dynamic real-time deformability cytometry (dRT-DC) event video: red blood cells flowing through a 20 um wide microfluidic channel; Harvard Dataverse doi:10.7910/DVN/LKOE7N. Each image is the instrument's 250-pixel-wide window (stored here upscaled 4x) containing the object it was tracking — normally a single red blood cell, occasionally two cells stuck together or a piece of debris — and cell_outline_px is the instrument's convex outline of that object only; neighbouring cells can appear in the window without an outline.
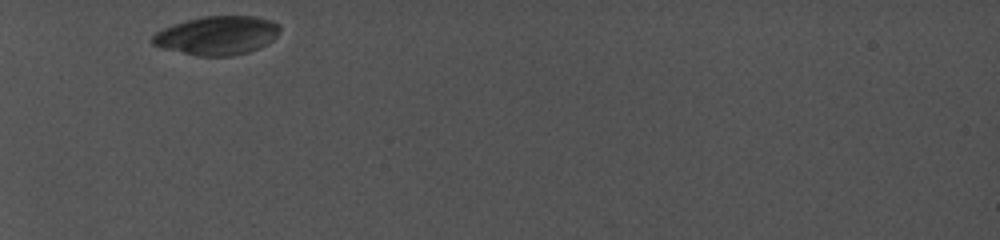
{"species": "common noctule bat (a hibernating species)", "species_latin": "Nyctalus noctula", "temperature_condition": "cold", "stored_images_in_passage": 5, "camera_frame_rate_fps": 5000, "um_per_image_px": 0.085, "animal": {"sex": "female", "body_mass_g": 19.0, "forearm_length_mm": 56.7}, "frame": {"image": 1, "passage_image": 1, "time_ms": 0.0, "image_size_px": [1000, 240], "cell_outline_px": [[280, 32], [268, 44], [260, 48], [248, 52], [232, 56], [196, 56], [160, 48], [152, 44], [152, 36], [156, 32], [172, 24], [184, 20], [204, 16], [256, 16], [272, 20], [280, 24]], "centroid_in_image_um": [18.46, 3.01], "position_along_channel_um": 66.5, "area_um2": 29.19}}
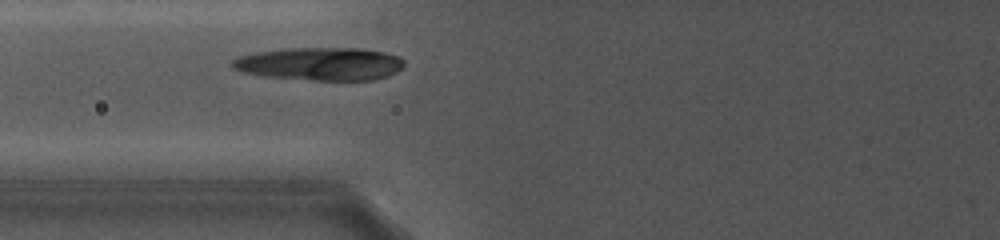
{"frame": {"image": 2, "passage_image": 5, "time_ms": 1.6, "image_size_px": [1000, 240], "cell_outline_px": [[404, 68], [388, 76], [372, 80], [312, 80], [260, 76], [240, 72], [232, 68], [232, 60], [240, 56], [256, 52], [280, 48], [356, 48], [384, 52], [400, 56], [404, 60]], "centroid_in_image_um": [27.2, 5.43], "position_along_channel_um": 98.6, "area_um2": 33.41}}